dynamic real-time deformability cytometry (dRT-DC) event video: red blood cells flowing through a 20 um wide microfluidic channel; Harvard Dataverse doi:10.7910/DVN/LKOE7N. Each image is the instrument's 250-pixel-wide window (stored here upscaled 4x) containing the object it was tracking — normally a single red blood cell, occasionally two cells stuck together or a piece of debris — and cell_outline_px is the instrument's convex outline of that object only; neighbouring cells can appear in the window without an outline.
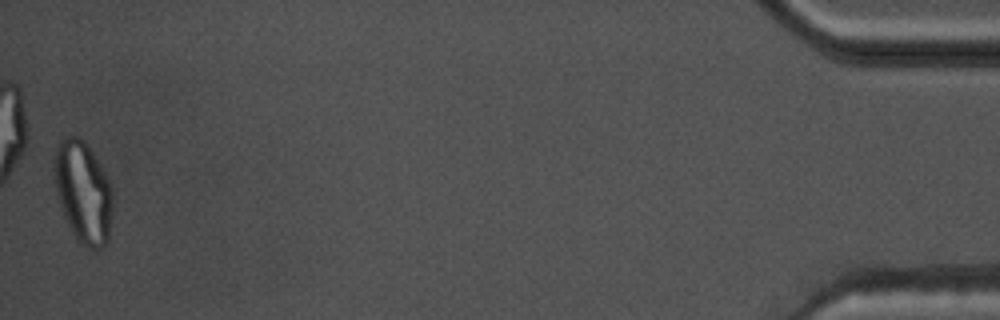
{"species": "common noctule bat (a hibernating species)", "species_latin": "Nyctalus noctula", "temperature_condition": "warm", "stored_images_in_passage": 47, "camera_frame_rate_fps": 3000, "um_per_image_px": 0.085, "animal": {"sex": "male", "body_mass_g": 17.5, "forearm_length_mm": 52.3}, "frame": {"image": 1, "passage_image": 47, "time_ms": 15.333, "image_size_px": [1000, 320], "cell_outline_px": [[112, 216], [108, 240], [100, 248], [88, 248], [80, 244], [76, 240], [64, 216], [60, 204], [56, 188], [52, 168], [52, 164], [56, 148], [60, 140], [64, 136], [76, 136], [84, 140], [100, 164], [112, 188]], "centroid_in_image_um": [7.05, 16.31], "position_along_channel_um": 428.2, "area_um2": 34.8}, "authors_computed_cell_mechanics": {"area_um2": 24.6228, "velocity_mm_per_s": 3.7041, "shape_relaxation_time_tau1_ms": null, "shape_relaxation_time_tau2_ms": 1.648, "deformation_change_tau1": null, "deformation_change_tau2": 0.0746}}